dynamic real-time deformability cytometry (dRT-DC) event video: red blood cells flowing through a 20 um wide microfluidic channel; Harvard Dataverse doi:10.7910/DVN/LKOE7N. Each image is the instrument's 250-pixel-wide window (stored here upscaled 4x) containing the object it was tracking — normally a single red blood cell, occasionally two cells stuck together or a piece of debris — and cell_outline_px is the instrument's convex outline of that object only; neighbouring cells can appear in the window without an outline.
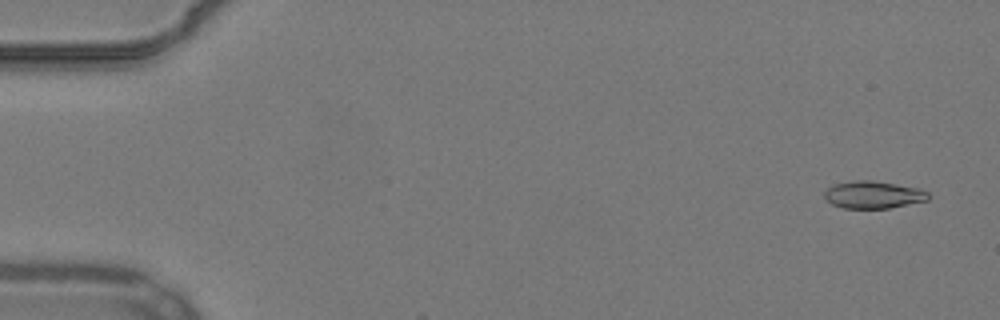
{"species": "common noctule bat (a hibernating species)", "species_latin": "Nyctalus noctula", "temperature_condition": "warm", "stored_images_in_passage": 6, "camera_frame_rate_fps": 3000, "um_per_image_px": 0.085, "animal": {"sex": "male", "body_mass_g": 19.2, "forearm_length_mm": 51.8}, "frame": {"image": 1, "passage_image": 3, "time_ms": 0.667, "image_size_px": [1000, 320], "cell_outline_px": [[928, 200], [888, 208], [844, 208], [832, 204], [824, 196], [824, 192], [832, 184], [856, 180], [872, 180], [920, 188], [928, 192]], "centroid_in_image_um": [74.22, 16.54], "position_along_channel_um": 10.8, "area_um2": 16.47}}